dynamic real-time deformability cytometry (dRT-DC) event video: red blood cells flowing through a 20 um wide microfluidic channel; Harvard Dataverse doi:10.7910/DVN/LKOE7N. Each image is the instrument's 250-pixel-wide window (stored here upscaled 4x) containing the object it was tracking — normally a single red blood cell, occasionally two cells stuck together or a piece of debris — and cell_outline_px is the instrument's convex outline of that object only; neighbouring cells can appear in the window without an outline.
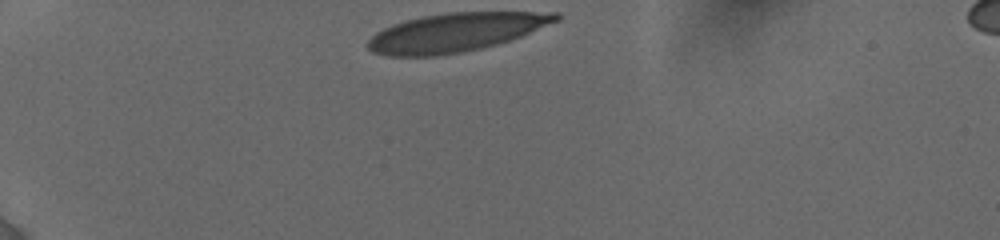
{"species": "human", "species_latin": "Homo sapiens", "temperature_condition": "cold", "stored_images_in_passage": 9, "camera_frame_rate_fps": 3000, "um_per_image_px": 0.085, "donor": {"sex": "female"}, "frame": {"image": 1, "passage_image": 1, "time_ms": 0.0, "image_size_px": [1000, 240], "cell_outline_px": [[560, 20], [520, 36], [496, 44], [480, 48], [460, 52], [436, 56], [388, 56], [372, 52], [364, 44], [376, 32], [392, 24], [404, 20], [424, 16], [448, 12], [560, 12]], "centroid_in_image_um": [38.69, 2.74], "position_along_channel_um": 46.3, "area_um2": 42.19}}
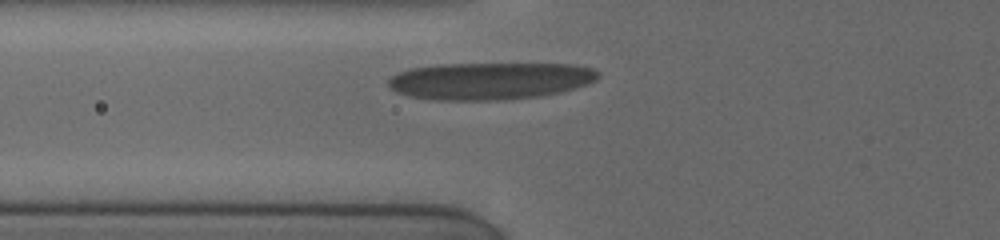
{"frame": {"image": 2, "passage_image": 5, "time_ms": 2.333, "image_size_px": [1000, 240], "cell_outline_px": [[600, 76], [596, 80], [588, 84], [576, 88], [560, 92], [540, 96], [500, 100], [432, 100], [408, 96], [396, 92], [388, 84], [388, 80], [392, 76], [408, 68], [436, 64], [576, 64], [592, 68], [600, 72]], "centroid_in_image_um": [41.66, 6.87], "position_along_channel_um": 84.1, "area_um2": 45.78}}